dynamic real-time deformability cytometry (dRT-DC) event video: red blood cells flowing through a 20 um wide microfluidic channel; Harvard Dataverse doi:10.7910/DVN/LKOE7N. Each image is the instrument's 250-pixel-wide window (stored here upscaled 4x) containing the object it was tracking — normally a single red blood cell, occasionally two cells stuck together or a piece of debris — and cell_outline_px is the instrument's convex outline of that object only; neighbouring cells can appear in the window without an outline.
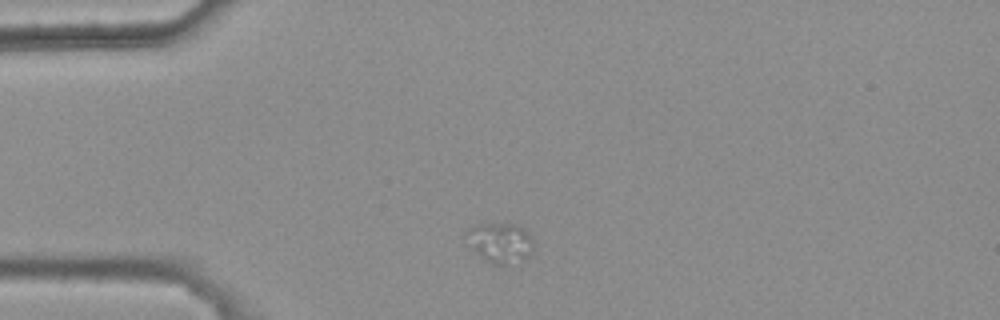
{"species": "common noctule bat (a hibernating species)", "species_latin": "Nyctalus noctula", "temperature_condition": "warm", "stored_images_in_passage": 33, "camera_frame_rate_fps": 3000, "um_per_image_px": 0.085, "animal": {"sex": "female", "body_mass_g": 25.1}, "frame": {"image": 1, "passage_image": 1, "time_ms": 0.0, "image_size_px": [1000, 320], "cell_outline_px": [[532, 252], [528, 256], [504, 264], [492, 264], [480, 256], [472, 248], [464, 232], [468, 228], [476, 224], [516, 224], [524, 228], [528, 232], [532, 240]], "centroid_in_image_um": [42.49, 20.59], "position_along_channel_um": 42.5, "area_um2": 15.32}}